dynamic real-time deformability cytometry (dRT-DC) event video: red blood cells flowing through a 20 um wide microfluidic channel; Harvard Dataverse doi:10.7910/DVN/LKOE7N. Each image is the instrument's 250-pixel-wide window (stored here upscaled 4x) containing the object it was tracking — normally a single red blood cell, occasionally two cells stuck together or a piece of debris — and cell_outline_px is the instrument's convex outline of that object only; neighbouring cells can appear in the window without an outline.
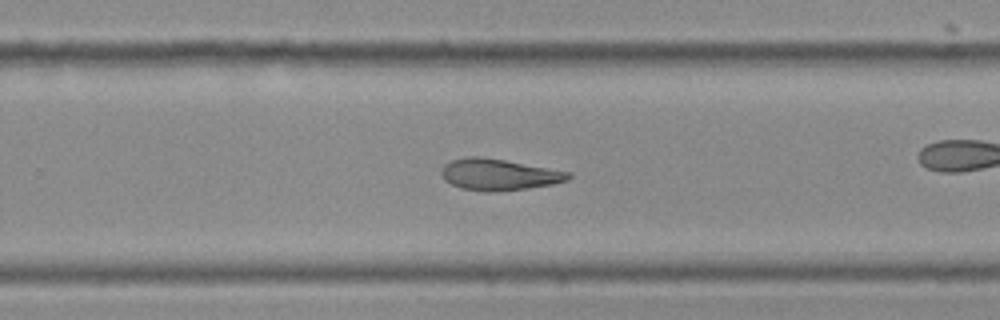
{"species": "Egyptian fruit bat (a non-hibernating species)", "species_latin": "Rousettus aegyptiacus", "temperature_condition": "cold", "stored_images_in_passage": 28, "camera_frame_rate_fps": 3000, "um_per_image_px": 0.085, "frame": {"image": 1, "passage_image": 13, "time_ms": 4.0, "image_size_px": [1000, 320], "cell_outline_px": [[572, 176], [568, 180], [552, 184], [528, 188], [460, 188], [444, 180], [440, 172], [444, 164], [452, 160], [468, 156], [480, 156], [504, 160], [572, 172]], "centroid_in_image_um": [42.42, 14.78], "position_along_channel_um": 287.4, "area_um2": 22.2}}